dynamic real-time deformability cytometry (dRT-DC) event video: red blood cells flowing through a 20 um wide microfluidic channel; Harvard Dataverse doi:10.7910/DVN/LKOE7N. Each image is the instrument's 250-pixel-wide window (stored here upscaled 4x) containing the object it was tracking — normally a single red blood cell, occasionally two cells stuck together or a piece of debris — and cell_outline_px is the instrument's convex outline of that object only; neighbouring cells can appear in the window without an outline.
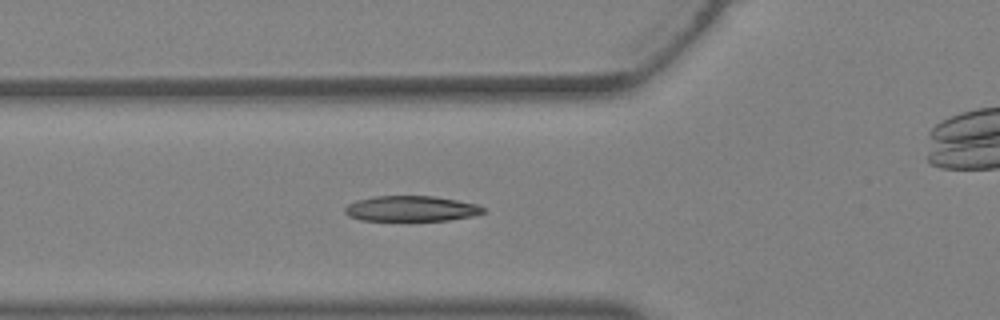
{"species": "Egyptian fruit bat (a non-hibernating species)", "species_latin": "Rousettus aegyptiacus", "temperature_condition": "warm", "stored_images_in_passage": 36, "camera_frame_rate_fps": 3000, "um_per_image_px": 0.085, "animal": {"sex": "female"}, "frame": {"image": 1, "passage_image": 13, "time_ms": 4.0, "image_size_px": [1000, 320], "cell_outline_px": [[484, 212], [472, 216], [448, 220], [360, 220], [348, 216], [344, 212], [344, 208], [348, 204], [356, 200], [376, 196], [432, 196], [456, 200], [476, 204], [484, 208]], "centroid_in_image_um": [34.9, 17.73], "position_along_channel_um": 90.9, "area_um2": 20.35}}
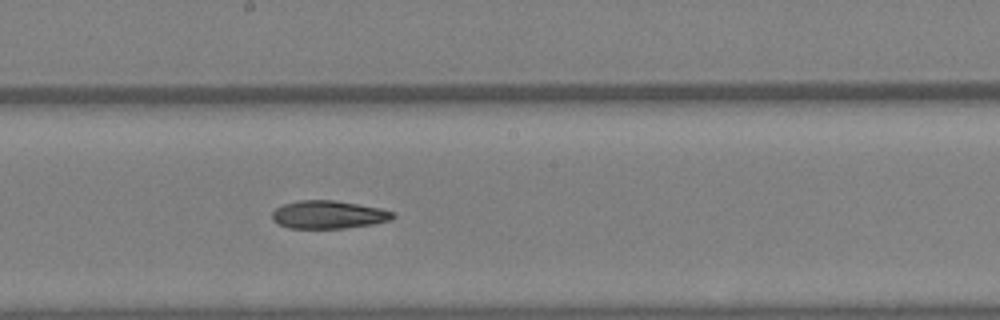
{"frame": {"image": 2, "passage_image": 20, "time_ms": 6.333, "image_size_px": [1000, 320], "cell_outline_px": [[396, 216], [392, 220], [372, 224], [344, 228], [288, 228], [272, 220], [272, 212], [276, 208], [284, 204], [300, 200], [332, 200], [380, 208], [392, 212]], "centroid_in_image_um": [27.91, 18.25], "position_along_channel_um": 220.3, "area_um2": 19.54}}
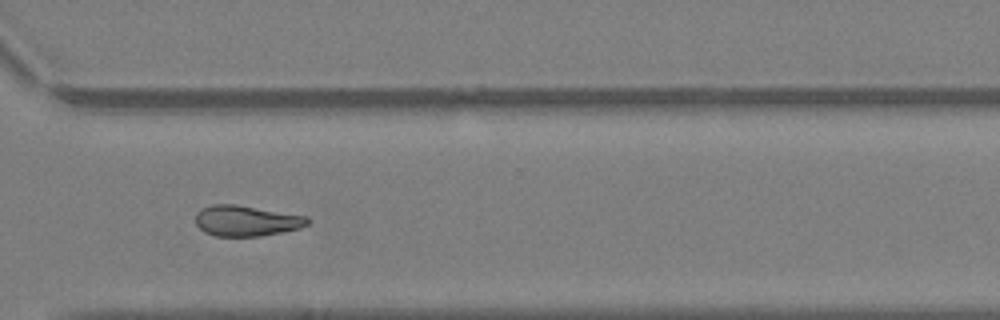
{"frame": {"image": 3, "passage_image": 27, "time_ms": 8.667, "image_size_px": [1000, 320], "cell_outline_px": [[312, 220], [308, 224], [300, 228], [260, 236], [216, 236], [204, 232], [196, 224], [196, 212], [200, 208], [212, 204], [236, 204], [308, 216]], "centroid_in_image_um": [20.94, 18.75], "position_along_channel_um": 349.7, "area_um2": 20.17}}